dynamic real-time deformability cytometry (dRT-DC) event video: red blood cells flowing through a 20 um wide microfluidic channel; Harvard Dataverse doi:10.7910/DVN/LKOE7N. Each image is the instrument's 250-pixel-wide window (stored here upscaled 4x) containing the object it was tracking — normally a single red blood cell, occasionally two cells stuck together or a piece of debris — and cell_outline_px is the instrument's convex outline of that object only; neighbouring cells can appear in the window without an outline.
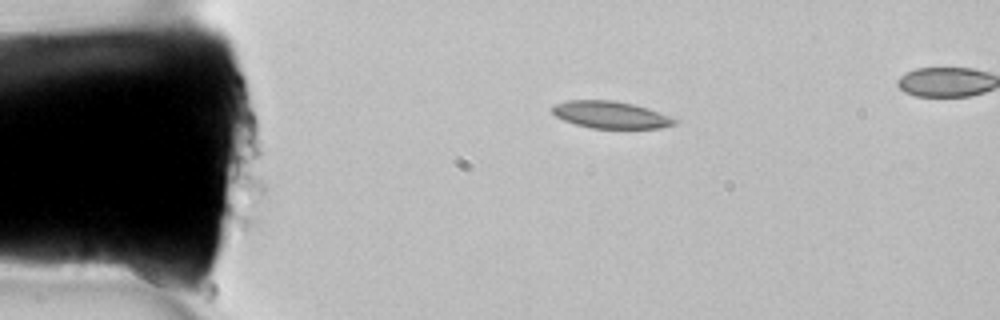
{"species": "common noctule bat (a hibernating species)", "species_latin": "Nyctalus noctula", "temperature_condition": "room temperature", "stored_images_in_passage": 3, "camera_frame_rate_fps": 3000, "um_per_image_px": 0.085, "animal": {"sex": "female", "body_mass_g": 22.7, "forearm_length_mm": 54.2}, "frame": {"image": 1, "passage_image": 1, "time_ms": 0.0, "image_size_px": [1000, 320], "cell_outline_px": [[680, 120], [676, 124], [660, 128], [592, 128], [576, 124], [564, 120], [556, 116], [552, 112], [552, 104], [568, 100], [612, 100], [632, 104], [648, 108]], "centroid_in_image_um": [51.91, 9.75], "position_along_channel_um": 33.1, "area_um2": 19.31}}